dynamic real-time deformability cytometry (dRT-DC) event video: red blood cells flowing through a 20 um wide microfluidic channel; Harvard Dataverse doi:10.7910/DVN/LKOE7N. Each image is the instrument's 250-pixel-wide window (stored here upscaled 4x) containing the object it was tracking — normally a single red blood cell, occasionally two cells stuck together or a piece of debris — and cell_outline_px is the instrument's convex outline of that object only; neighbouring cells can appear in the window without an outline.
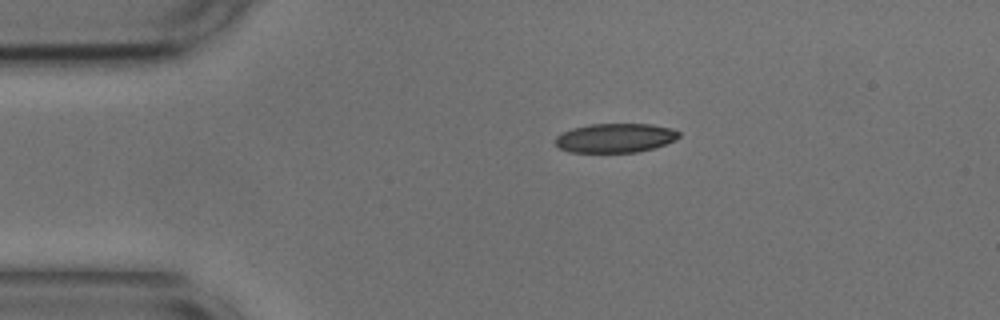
{"species": "common noctule bat (a hibernating species)", "species_latin": "Nyctalus noctula", "temperature_condition": "cold", "stored_images_in_passage": 45, "camera_frame_rate_fps": 3000, "um_per_image_px": 0.085, "animal": {"sex": "male", "body_mass_g": 17.9, "forearm_length_mm": 54.2}, "frame": {"image": 1, "passage_image": 1, "time_ms": 0.0, "image_size_px": [1000, 320], "cell_outline_px": [[680, 136], [664, 144], [652, 148], [636, 152], [568, 152], [560, 148], [556, 144], [556, 136], [572, 128], [592, 124], [652, 124], [672, 128], [680, 132]], "centroid_in_image_um": [52.29, 11.72], "position_along_channel_um": 32.7, "area_um2": 20.81}}
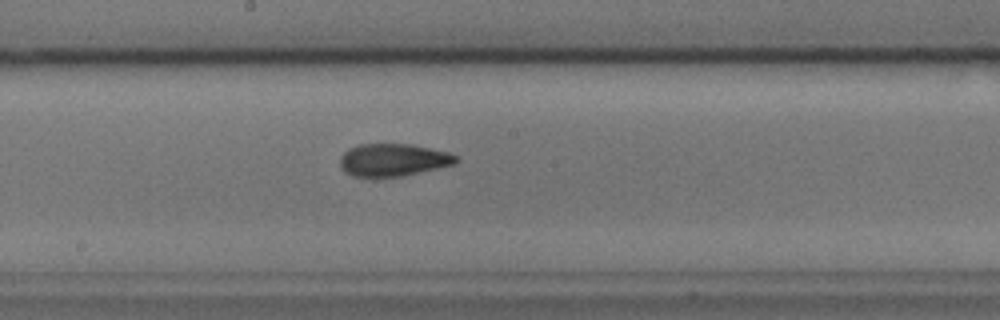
{"frame": {"image": 2, "passage_image": 19, "time_ms": 6.0, "image_size_px": [1000, 320], "cell_outline_px": [[460, 160], [456, 164], [400, 176], [352, 176], [344, 172], [340, 164], [340, 156], [348, 148], [360, 144], [412, 144], [448, 152], [460, 156]], "centroid_in_image_um": [33.44, 13.58], "position_along_channel_um": 214.8, "area_um2": 22.02}}
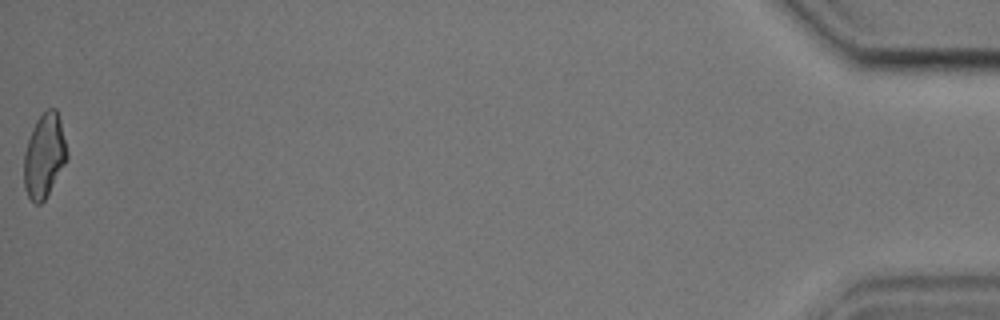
{"frame": {"image": 3, "passage_image": 45, "time_ms": 14.667, "image_size_px": [1000, 320], "cell_outline_px": [[68, 156], [64, 164], [44, 200], [40, 204], [36, 204], [28, 196], [24, 188], [24, 152], [32, 128], [36, 120], [48, 108], [56, 108], [60, 120], [68, 152]], "centroid_in_image_um": [3.75, 13.21], "position_along_channel_um": 431.4, "area_um2": 20.81}, "authors_computed_cell_mechanics": {"area_um2": 21.675, "velocity_mm_per_s": 3.657, "shape_relaxation_time_tau1_ms": 8.3623, "shape_relaxation_time_tau2_ms": 2.6504, "deformation_change_tau1": 0.2083, "deformation_change_tau2": 0.0816}}